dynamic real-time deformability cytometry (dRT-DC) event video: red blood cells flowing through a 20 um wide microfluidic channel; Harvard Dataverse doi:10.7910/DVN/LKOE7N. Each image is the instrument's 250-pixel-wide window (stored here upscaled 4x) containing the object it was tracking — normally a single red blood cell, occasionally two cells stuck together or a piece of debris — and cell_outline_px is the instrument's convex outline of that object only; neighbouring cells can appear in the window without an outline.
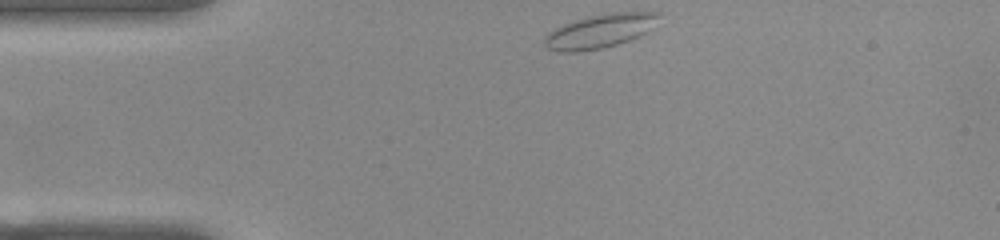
{"species": "common noctule bat (a hibernating species)", "species_latin": "Nyctalus noctula", "temperature_condition": "warm", "stored_images_in_passage": 44, "camera_frame_rate_fps": 3000, "um_per_image_px": 0.085, "animal": {"sex": "female", "body_mass_g": 22.0, "forearm_length_mm": 56.7}, "frame": {"image": 1, "passage_image": 1, "time_ms": 0.0, "image_size_px": [1000, 240], "cell_outline_px": [[660, 16], [648, 32], [640, 36], [604, 48], [576, 52], [556, 52], [548, 48], [544, 44], [544, 36], [548, 32], [564, 24], [576, 20], [608, 12], [660, 12]], "centroid_in_image_um": [50.98, 2.65], "position_along_channel_um": 34.0, "area_um2": 22.48}}
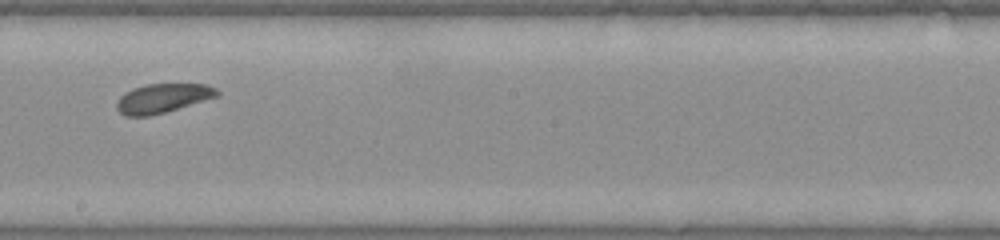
{"frame": {"image": 2, "passage_image": 20, "time_ms": 6.333, "image_size_px": [1000, 240], "cell_outline_px": [[220, 96], [164, 112], [148, 116], [124, 116], [116, 108], [116, 104], [120, 96], [124, 92], [132, 88], [144, 84], [208, 84], [216, 88], [220, 92]], "centroid_in_image_um": [13.83, 8.34], "position_along_channel_um": 234.4, "area_um2": 17.17}}
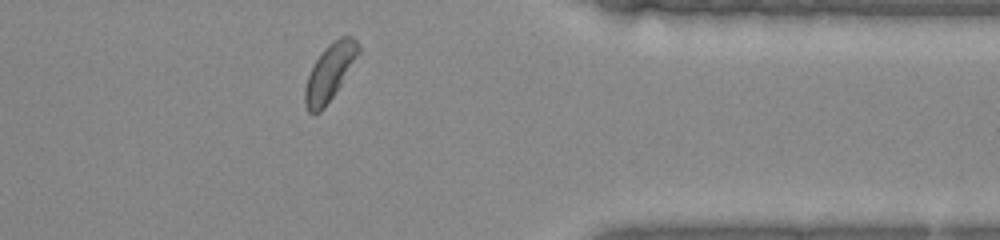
{"frame": {"image": 3, "passage_image": 33, "time_ms": 10.667, "image_size_px": [1000, 240], "cell_outline_px": [[360, 52], [340, 84], [324, 108], [320, 112], [308, 112], [304, 104], [304, 88], [308, 76], [316, 60], [324, 48], [332, 40], [340, 36], [352, 36], [360, 44]], "centroid_in_image_um": [28.02, 6.11], "position_along_channel_um": 383.4, "area_um2": 17.34}, "authors_computed_cell_mechanics": {"area_um2": 17.8024, "velocity_mm_per_s": 3.7835, "shape_relaxation_time_tau1_ms": 2.4797, "shape_relaxation_time_tau2_ms": 2.5575, "deformation_change_tau1": 0.0342, "deformation_change_tau2": 0.0898}}